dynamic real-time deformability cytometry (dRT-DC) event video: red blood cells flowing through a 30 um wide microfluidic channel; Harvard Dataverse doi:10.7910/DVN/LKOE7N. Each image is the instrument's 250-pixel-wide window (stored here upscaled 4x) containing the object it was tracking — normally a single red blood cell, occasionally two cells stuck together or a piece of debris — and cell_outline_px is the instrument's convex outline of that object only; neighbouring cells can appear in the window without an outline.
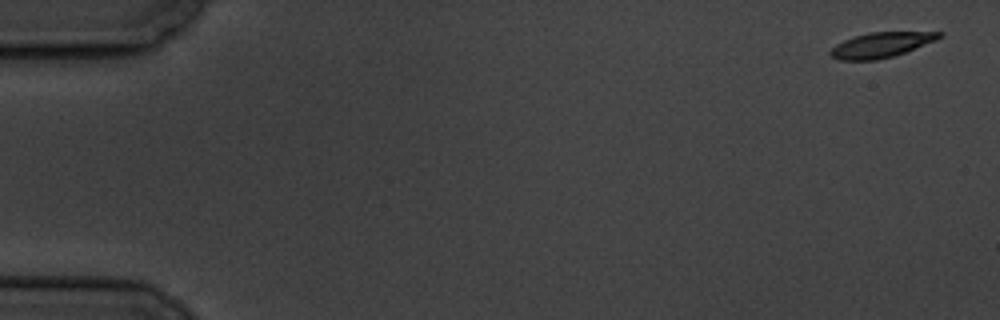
{"species": "common noctule bat (a hibernating species)", "species_latin": "Nyctalus noctula", "temperature_condition": "cold", "stored_images_in_passage": 5, "camera_frame_rate_fps": 3000, "um_per_image_px": 0.085, "animal": {"sex": "male", "body_mass_g": 19.5, "forearm_length_mm": 54.6}, "frame": {"image": 1, "passage_image": 1, "time_ms": 0.0, "image_size_px": [1000, 320], "cell_outline_px": [[944, 36], [936, 40], [904, 52], [892, 56], [876, 60], [840, 60], [832, 56], [828, 52], [836, 44], [852, 36], [868, 32], [944, 32]], "centroid_in_image_um": [74.88, 3.8], "position_along_channel_um": 10.1, "area_um2": 15.84}}